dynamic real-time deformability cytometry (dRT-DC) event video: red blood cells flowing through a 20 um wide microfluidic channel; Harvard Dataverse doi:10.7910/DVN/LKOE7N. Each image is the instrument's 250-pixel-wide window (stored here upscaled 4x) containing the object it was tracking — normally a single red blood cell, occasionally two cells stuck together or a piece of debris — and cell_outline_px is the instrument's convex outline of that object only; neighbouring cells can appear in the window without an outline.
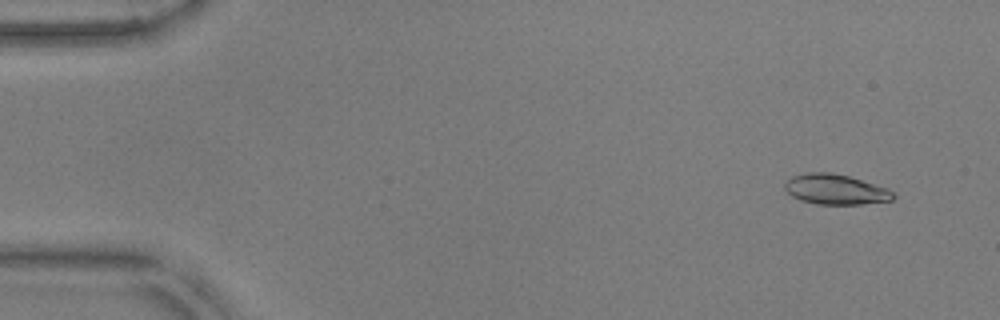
{"species": "common noctule bat (a hibernating species)", "species_latin": "Nyctalus noctula", "temperature_condition": "warm", "stored_images_in_passage": 53, "camera_frame_rate_fps": 3000, "um_per_image_px": 0.085, "animal": {"sex": "male", "body_mass_g": 17.9, "forearm_length_mm": 54.2}, "frame": {"image": 1, "passage_image": 4, "time_ms": 1.0, "image_size_px": [1000, 320], "cell_outline_px": [[896, 196], [892, 200], [860, 204], [816, 204], [800, 200], [792, 196], [784, 188], [784, 184], [792, 176], [804, 172], [832, 172], [848, 176], [888, 188]], "centroid_in_image_um": [71.0, 16.09], "position_along_channel_um": 14.0, "area_um2": 19.07}}
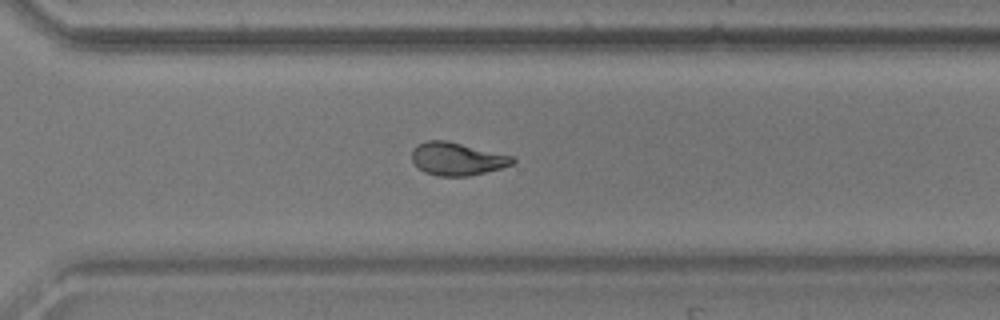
{"frame": {"image": 2, "passage_image": 38, "time_ms": 12.333, "image_size_px": [1000, 320], "cell_outline_px": [[516, 160], [512, 164], [500, 168], [468, 176], [436, 176], [424, 172], [412, 160], [412, 148], [416, 144], [428, 140], [448, 140], [512, 156]], "centroid_in_image_um": [38.81, 13.49], "position_along_channel_um": 331.8, "area_um2": 19.25}}
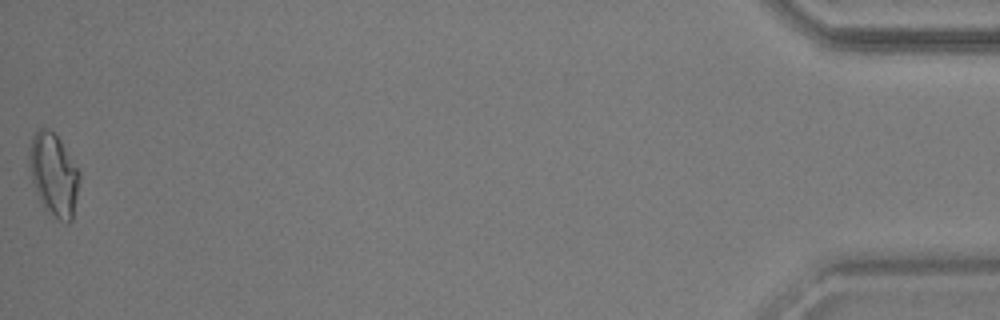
{"frame": {"image": 3, "passage_image": 53, "time_ms": 17.333, "image_size_px": [1000, 320], "cell_outline_px": [[80, 180], [72, 220], [68, 224], [60, 220], [44, 208], [36, 192], [32, 180], [28, 156], [32, 140], [36, 132], [40, 128], [48, 128], [60, 140], [80, 172]], "centroid_in_image_um": [4.58, 14.86], "position_along_channel_um": 430.6, "area_um2": 23.81}, "authors_computed_cell_mechanics": {"area_um2": 19.5942, "velocity_mm_per_s": 3.8274, "shape_relaxation_time_tau1_ms": 5.0174, "shape_relaxation_time_tau2_ms": 2.6884, "deformation_change_tau1": 0.1938, "deformation_change_tau2": 0.0939}}